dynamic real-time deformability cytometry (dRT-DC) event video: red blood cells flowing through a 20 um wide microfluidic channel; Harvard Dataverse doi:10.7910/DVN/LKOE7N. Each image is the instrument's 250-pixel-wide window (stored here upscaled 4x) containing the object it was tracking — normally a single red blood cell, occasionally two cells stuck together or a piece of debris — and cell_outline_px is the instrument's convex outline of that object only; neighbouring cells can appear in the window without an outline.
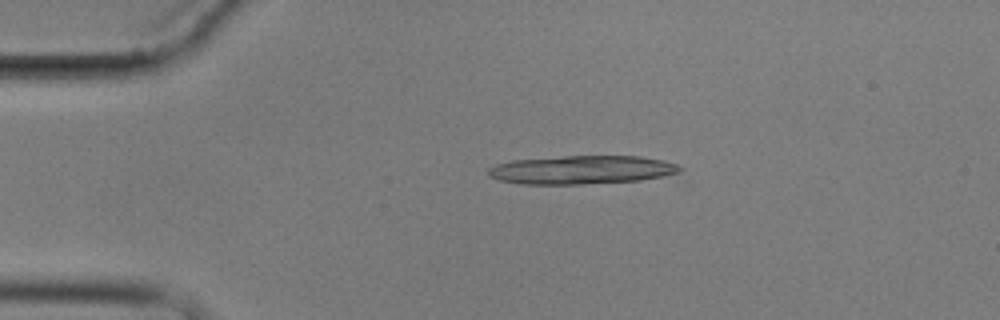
{"species": "common noctule bat (a hibernating species)", "species_latin": "Nyctalus noctula", "temperature_condition": "cold", "stored_images_in_passage": 10, "camera_frame_rate_fps": 3000, "um_per_image_px": 0.085, "animal": {"sex": "male", "body_mass_g": 17.9}, "frame": {"image": 1, "passage_image": 2, "time_ms": 2.333, "image_size_px": [1000, 320], "cell_outline_px": [[684, 168], [680, 176], [640, 180], [584, 184], [524, 184], [500, 180], [488, 176], [488, 168], [496, 164], [512, 160], [564, 156], [640, 156], [664, 160], [676, 164]], "centroid_in_image_um": [49.58, 14.44], "position_along_channel_um": 35.4, "area_um2": 32.43}}
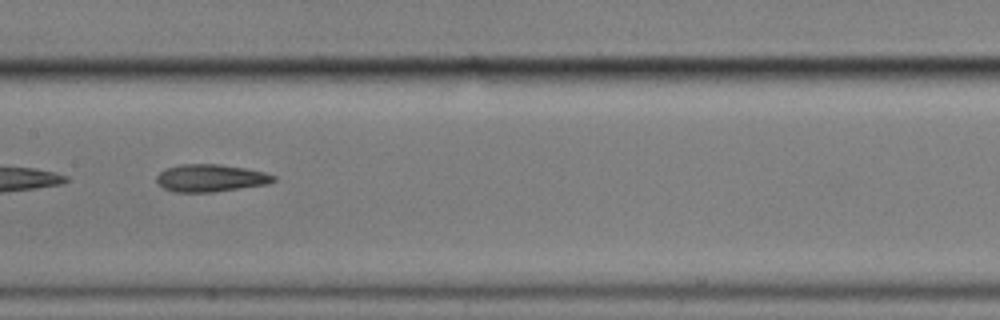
{"frame": {"image": 2, "passage_image": 7, "time_ms": 8.0, "image_size_px": [1000, 320], "cell_outline_px": [[276, 180], [268, 184], [212, 192], [176, 192], [164, 188], [156, 180], [156, 176], [164, 168], [180, 164], [220, 164], [244, 168], [264, 172], [276, 176]], "centroid_in_image_um": [17.89, 15.12], "position_along_channel_um": 189.5, "area_um2": 18.67}}
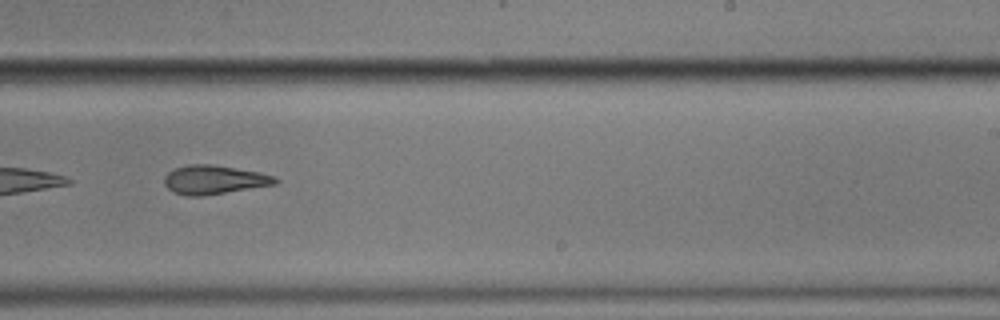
{"frame": {"image": 3, "passage_image": 9, "time_ms": 10.333, "image_size_px": [1000, 320], "cell_outline_px": [[280, 180], [276, 184], [200, 196], [188, 196], [172, 192], [164, 184], [164, 176], [168, 172], [176, 168], [192, 164], [212, 164], [260, 172], [272, 176]], "centroid_in_image_um": [18.17, 15.27], "position_along_channel_um": 270.8, "area_um2": 18.5}}